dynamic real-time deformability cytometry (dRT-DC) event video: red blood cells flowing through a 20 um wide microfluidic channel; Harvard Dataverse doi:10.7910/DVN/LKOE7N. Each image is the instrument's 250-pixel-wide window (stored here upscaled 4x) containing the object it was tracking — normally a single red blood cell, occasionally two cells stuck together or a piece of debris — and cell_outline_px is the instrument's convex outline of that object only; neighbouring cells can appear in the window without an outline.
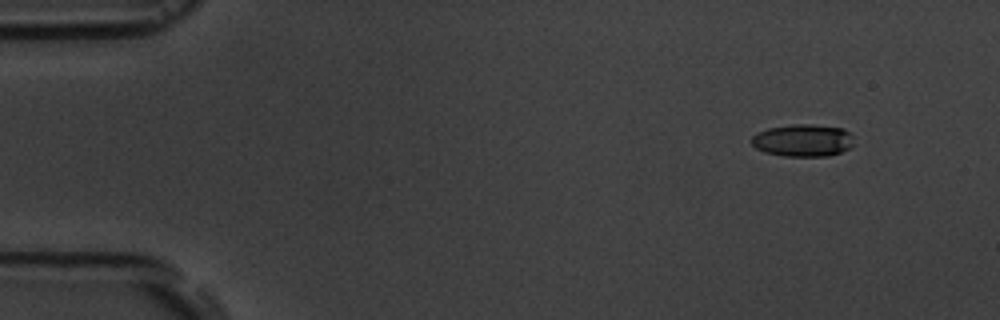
{"species": "common noctule bat (a hibernating species)", "species_latin": "Nyctalus noctula", "temperature_condition": "room temperature", "stored_images_in_passage": 4, "camera_frame_rate_fps": 3000, "um_per_image_px": 0.085, "animal": {"sex": "male", "body_mass_g": 19.5, "forearm_length_mm": 54.6}, "frame": {"image": 1, "passage_image": 1, "time_ms": 0.0, "image_size_px": [1000, 320], "cell_outline_px": [[852, 144], [848, 148], [840, 152], [828, 156], [784, 156], [764, 152], [756, 148], [752, 144], [752, 136], [768, 128], [792, 124], [812, 124], [844, 128], [852, 136]], "centroid_in_image_um": [68.24, 11.93], "position_along_channel_um": 16.8, "area_um2": 19.19}}
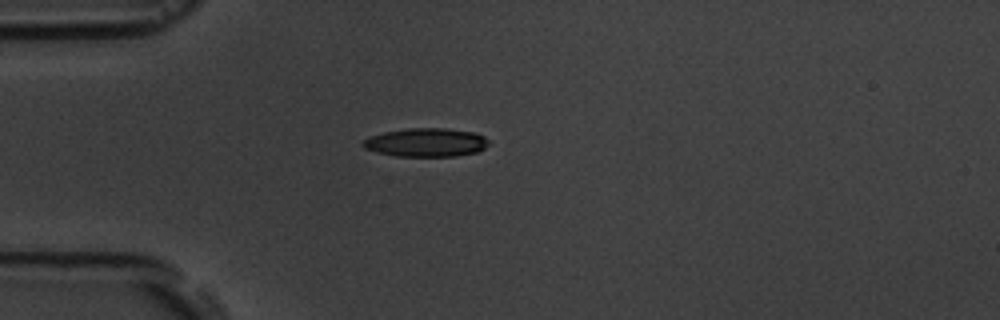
{"frame": {"image": 2, "passage_image": 3, "time_ms": 3.333, "image_size_px": [1000, 320], "cell_outline_px": [[488, 144], [484, 148], [476, 152], [456, 156], [396, 156], [376, 152], [364, 148], [360, 144], [364, 140], [372, 136], [384, 132], [408, 128], [444, 128], [472, 132], [484, 136], [488, 140]], "centroid_in_image_um": [36.2, 12.11], "position_along_channel_um": 48.8, "area_um2": 20.81}}